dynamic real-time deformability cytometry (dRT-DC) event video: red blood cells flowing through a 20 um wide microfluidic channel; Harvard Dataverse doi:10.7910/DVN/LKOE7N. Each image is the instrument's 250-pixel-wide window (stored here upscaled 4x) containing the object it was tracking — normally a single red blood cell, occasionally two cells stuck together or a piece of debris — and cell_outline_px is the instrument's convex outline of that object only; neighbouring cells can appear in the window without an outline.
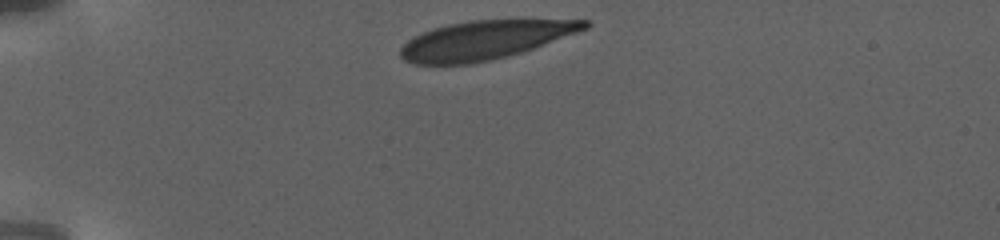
{"species": "human", "species_latin": "Homo sapiens", "temperature_condition": "warm", "stored_images_in_passage": 56, "camera_frame_rate_fps": 3000, "um_per_image_px": 0.085, "donor": {"sex": "female"}, "frame": {"image": 1, "passage_image": 1, "time_ms": 0.0, "image_size_px": [1000, 240], "cell_outline_px": [[592, 24], [588, 28], [532, 48], [520, 52], [492, 60], [472, 64], [412, 64], [404, 60], [400, 56], [400, 48], [412, 36], [432, 28], [448, 24], [468, 20], [588, 20]], "centroid_in_image_um": [41.15, 3.4], "position_along_channel_um": 43.9, "area_um2": 41.33}}
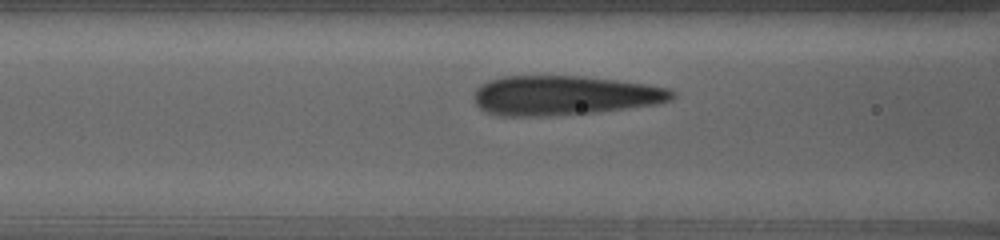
{"frame": {"image": 2, "passage_image": 14, "time_ms": 4.333, "image_size_px": [1000, 240], "cell_outline_px": [[676, 96], [672, 100], [656, 104], [596, 112], [552, 116], [500, 116], [488, 112], [480, 108], [476, 104], [472, 96], [476, 88], [480, 84], [488, 80], [500, 76], [580, 76], [616, 80], [648, 84], [668, 88], [676, 92]], "centroid_in_image_um": [47.94, 8.11], "position_along_channel_um": 118.7, "area_um2": 46.01}}
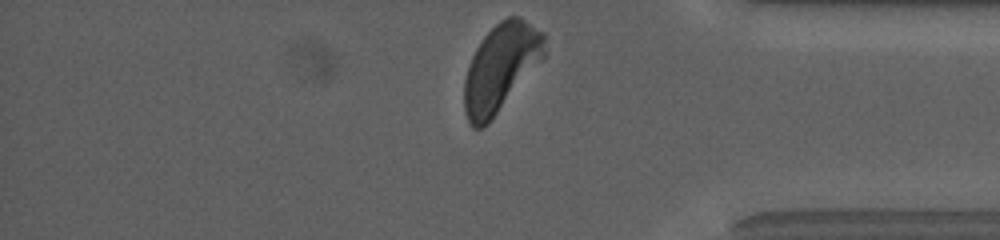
{"frame": {"image": 3, "passage_image": 55, "time_ms": 14.667, "image_size_px": [1000, 240], "cell_outline_px": [[548, 52], [488, 124], [484, 128], [472, 128], [464, 112], [464, 80], [468, 64], [476, 48], [484, 36], [500, 20], [508, 16], [520, 16], [544, 32]], "centroid_in_image_um": [42.57, 5.73], "position_along_channel_um": 392.6, "area_um2": 41.04}, "authors_computed_cell_mechanics": {"area_um2": 44.795, "velocity_mm_per_s": 2.7772, "shape_relaxation_time_tau1_ms": 4.9445, "shape_relaxation_time_tau2_ms": null, "deformation_change_tau1": 0.1722, "deformation_change_tau2": null}}